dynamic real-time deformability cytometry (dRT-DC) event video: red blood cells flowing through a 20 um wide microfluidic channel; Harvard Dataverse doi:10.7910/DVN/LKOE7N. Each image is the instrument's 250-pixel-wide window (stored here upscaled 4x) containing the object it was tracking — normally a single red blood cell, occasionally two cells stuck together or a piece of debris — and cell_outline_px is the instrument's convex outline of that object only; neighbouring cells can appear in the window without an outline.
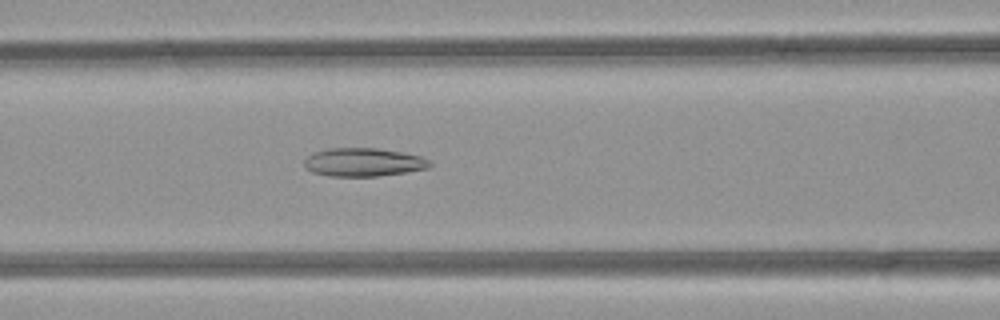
{"species": "common noctule bat (a hibernating species)", "species_latin": "Nyctalus noctula", "temperature_condition": "room temperature", "stored_images_in_passage": 38, "camera_frame_rate_fps": 3000, "um_per_image_px": 0.085, "animal": {"sex": "female", "body_mass_g": 21.9}, "frame": {"image": 1, "passage_image": 15, "time_ms": 4.667, "image_size_px": [1000, 320], "cell_outline_px": [[432, 164], [428, 168], [404, 172], [376, 176], [328, 176], [312, 172], [304, 168], [304, 160], [308, 156], [316, 152], [332, 148], [376, 148], [400, 152], [420, 156], [428, 160]], "centroid_in_image_um": [30.86, 13.79], "position_along_channel_um": 135.7, "area_um2": 20.52}}
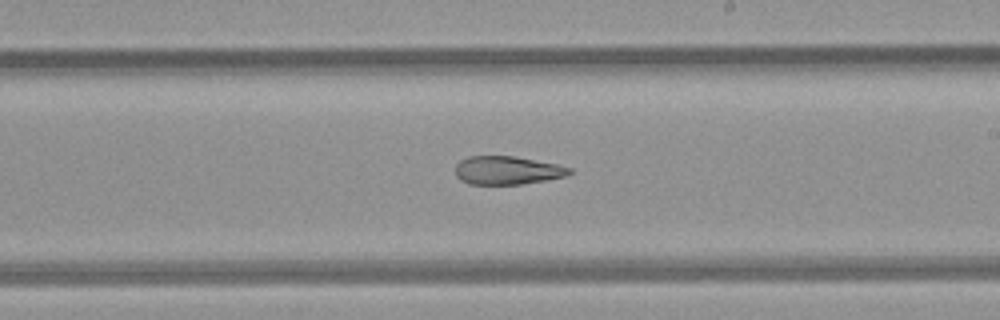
{"frame": {"image": 2, "passage_image": 23, "time_ms": 7.333, "image_size_px": [1000, 320], "cell_outline_px": [[572, 172], [568, 176], [520, 184], [468, 184], [460, 180], [456, 176], [456, 164], [460, 160], [468, 156], [516, 156], [556, 164], [572, 168]], "centroid_in_image_um": [43.11, 14.47], "position_along_channel_um": 245.9, "area_um2": 18.9}}
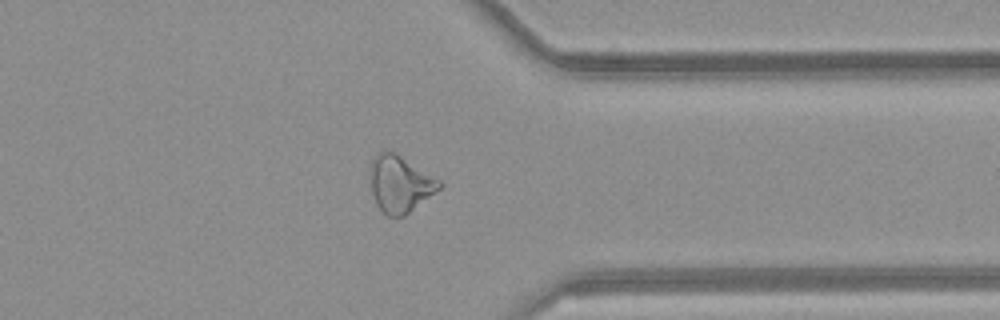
{"frame": {"image": 3, "passage_image": 33, "time_ms": 10.667, "image_size_px": [1000, 320], "cell_outline_px": [[444, 184], [440, 188], [404, 216], [388, 216], [376, 204], [372, 192], [368, 172], [372, 160], [380, 152], [392, 152], [400, 156], [440, 180]], "centroid_in_image_um": [33.97, 15.64], "position_along_channel_um": 377.4, "area_um2": 22.37}, "authors_computed_cell_mechanics": {"area_um2": 22.0218, "velocity_mm_per_s": 4.131, "shape_relaxation_time_tau1_ms": null, "shape_relaxation_time_tau2_ms": 3.4868, "deformation_change_tau1": null, "deformation_change_tau2": 0.1333}}